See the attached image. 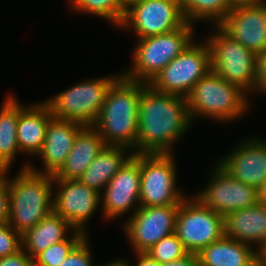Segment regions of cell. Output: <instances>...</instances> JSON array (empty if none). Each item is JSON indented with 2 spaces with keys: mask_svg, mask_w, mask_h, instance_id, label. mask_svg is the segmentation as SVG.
<instances>
[{
  "mask_svg": "<svg viewBox=\"0 0 266 266\" xmlns=\"http://www.w3.org/2000/svg\"><path fill=\"white\" fill-rule=\"evenodd\" d=\"M186 97L154 90L142 82L136 154H172L190 124Z\"/></svg>",
  "mask_w": 266,
  "mask_h": 266,
  "instance_id": "obj_1",
  "label": "cell"
},
{
  "mask_svg": "<svg viewBox=\"0 0 266 266\" xmlns=\"http://www.w3.org/2000/svg\"><path fill=\"white\" fill-rule=\"evenodd\" d=\"M141 90L142 82L128 80L122 74L109 87L92 125L106 145L123 146L136 154Z\"/></svg>",
  "mask_w": 266,
  "mask_h": 266,
  "instance_id": "obj_2",
  "label": "cell"
},
{
  "mask_svg": "<svg viewBox=\"0 0 266 266\" xmlns=\"http://www.w3.org/2000/svg\"><path fill=\"white\" fill-rule=\"evenodd\" d=\"M29 164L8 179V224L21 235L53 211V176L33 172Z\"/></svg>",
  "mask_w": 266,
  "mask_h": 266,
  "instance_id": "obj_3",
  "label": "cell"
},
{
  "mask_svg": "<svg viewBox=\"0 0 266 266\" xmlns=\"http://www.w3.org/2000/svg\"><path fill=\"white\" fill-rule=\"evenodd\" d=\"M192 123L199 117L230 123L239 119L251 107L248 94L238 85L228 82L210 70L186 96Z\"/></svg>",
  "mask_w": 266,
  "mask_h": 266,
  "instance_id": "obj_4",
  "label": "cell"
},
{
  "mask_svg": "<svg viewBox=\"0 0 266 266\" xmlns=\"http://www.w3.org/2000/svg\"><path fill=\"white\" fill-rule=\"evenodd\" d=\"M193 25L187 22L174 31L138 39L133 48L132 65L121 74L128 80L148 84L194 41Z\"/></svg>",
  "mask_w": 266,
  "mask_h": 266,
  "instance_id": "obj_5",
  "label": "cell"
},
{
  "mask_svg": "<svg viewBox=\"0 0 266 266\" xmlns=\"http://www.w3.org/2000/svg\"><path fill=\"white\" fill-rule=\"evenodd\" d=\"M120 75L121 72L115 76L84 80L44 102L53 117L92 126L103 107L109 87Z\"/></svg>",
  "mask_w": 266,
  "mask_h": 266,
  "instance_id": "obj_6",
  "label": "cell"
},
{
  "mask_svg": "<svg viewBox=\"0 0 266 266\" xmlns=\"http://www.w3.org/2000/svg\"><path fill=\"white\" fill-rule=\"evenodd\" d=\"M208 35L211 52V70L230 83L238 85L247 94L255 93L256 58L252 51L226 34L218 25Z\"/></svg>",
  "mask_w": 266,
  "mask_h": 266,
  "instance_id": "obj_7",
  "label": "cell"
},
{
  "mask_svg": "<svg viewBox=\"0 0 266 266\" xmlns=\"http://www.w3.org/2000/svg\"><path fill=\"white\" fill-rule=\"evenodd\" d=\"M210 70L211 52L207 41L199 44L193 41L148 84L154 90L186 97Z\"/></svg>",
  "mask_w": 266,
  "mask_h": 266,
  "instance_id": "obj_8",
  "label": "cell"
},
{
  "mask_svg": "<svg viewBox=\"0 0 266 266\" xmlns=\"http://www.w3.org/2000/svg\"><path fill=\"white\" fill-rule=\"evenodd\" d=\"M173 154H140V207L180 205L187 195L179 191Z\"/></svg>",
  "mask_w": 266,
  "mask_h": 266,
  "instance_id": "obj_9",
  "label": "cell"
},
{
  "mask_svg": "<svg viewBox=\"0 0 266 266\" xmlns=\"http://www.w3.org/2000/svg\"><path fill=\"white\" fill-rule=\"evenodd\" d=\"M175 233L188 253L198 254L225 235L224 217L187 196L179 205Z\"/></svg>",
  "mask_w": 266,
  "mask_h": 266,
  "instance_id": "obj_10",
  "label": "cell"
},
{
  "mask_svg": "<svg viewBox=\"0 0 266 266\" xmlns=\"http://www.w3.org/2000/svg\"><path fill=\"white\" fill-rule=\"evenodd\" d=\"M187 23L180 0H143L125 10L119 28L132 29L137 39L160 35Z\"/></svg>",
  "mask_w": 266,
  "mask_h": 266,
  "instance_id": "obj_11",
  "label": "cell"
},
{
  "mask_svg": "<svg viewBox=\"0 0 266 266\" xmlns=\"http://www.w3.org/2000/svg\"><path fill=\"white\" fill-rule=\"evenodd\" d=\"M211 171L210 181L203 191L195 194L205 207L226 217L229 213L255 206L258 203V192L253 186L233 178L217 162Z\"/></svg>",
  "mask_w": 266,
  "mask_h": 266,
  "instance_id": "obj_12",
  "label": "cell"
},
{
  "mask_svg": "<svg viewBox=\"0 0 266 266\" xmlns=\"http://www.w3.org/2000/svg\"><path fill=\"white\" fill-rule=\"evenodd\" d=\"M179 205L139 207L123 221L132 250L146 252L162 238L175 232Z\"/></svg>",
  "mask_w": 266,
  "mask_h": 266,
  "instance_id": "obj_13",
  "label": "cell"
},
{
  "mask_svg": "<svg viewBox=\"0 0 266 266\" xmlns=\"http://www.w3.org/2000/svg\"><path fill=\"white\" fill-rule=\"evenodd\" d=\"M53 183L58 188L53 191V211L88 235L87 222L100 207V193L78 179L53 178Z\"/></svg>",
  "mask_w": 266,
  "mask_h": 266,
  "instance_id": "obj_14",
  "label": "cell"
},
{
  "mask_svg": "<svg viewBox=\"0 0 266 266\" xmlns=\"http://www.w3.org/2000/svg\"><path fill=\"white\" fill-rule=\"evenodd\" d=\"M140 183V154H134L100 193L101 216L110 221L134 209L129 212L132 216L140 207Z\"/></svg>",
  "mask_w": 266,
  "mask_h": 266,
  "instance_id": "obj_15",
  "label": "cell"
},
{
  "mask_svg": "<svg viewBox=\"0 0 266 266\" xmlns=\"http://www.w3.org/2000/svg\"><path fill=\"white\" fill-rule=\"evenodd\" d=\"M218 26L255 55L266 50V0L231 8Z\"/></svg>",
  "mask_w": 266,
  "mask_h": 266,
  "instance_id": "obj_16",
  "label": "cell"
},
{
  "mask_svg": "<svg viewBox=\"0 0 266 266\" xmlns=\"http://www.w3.org/2000/svg\"><path fill=\"white\" fill-rule=\"evenodd\" d=\"M250 138L244 139L217 163L233 178L258 189L266 180V140Z\"/></svg>",
  "mask_w": 266,
  "mask_h": 266,
  "instance_id": "obj_17",
  "label": "cell"
},
{
  "mask_svg": "<svg viewBox=\"0 0 266 266\" xmlns=\"http://www.w3.org/2000/svg\"><path fill=\"white\" fill-rule=\"evenodd\" d=\"M83 127L76 122L52 117L47 126L42 150L37 155L42 159L43 170L34 167L33 164H29V169L40 174L55 175L65 164L75 137Z\"/></svg>",
  "mask_w": 266,
  "mask_h": 266,
  "instance_id": "obj_18",
  "label": "cell"
},
{
  "mask_svg": "<svg viewBox=\"0 0 266 266\" xmlns=\"http://www.w3.org/2000/svg\"><path fill=\"white\" fill-rule=\"evenodd\" d=\"M224 227L226 237L252 247L255 245L259 251L266 244V206L257 203L233 211L224 217Z\"/></svg>",
  "mask_w": 266,
  "mask_h": 266,
  "instance_id": "obj_19",
  "label": "cell"
},
{
  "mask_svg": "<svg viewBox=\"0 0 266 266\" xmlns=\"http://www.w3.org/2000/svg\"><path fill=\"white\" fill-rule=\"evenodd\" d=\"M53 117L43 101L31 105L19 103L17 142L21 153L36 157L42 150L49 120Z\"/></svg>",
  "mask_w": 266,
  "mask_h": 266,
  "instance_id": "obj_20",
  "label": "cell"
},
{
  "mask_svg": "<svg viewBox=\"0 0 266 266\" xmlns=\"http://www.w3.org/2000/svg\"><path fill=\"white\" fill-rule=\"evenodd\" d=\"M105 146L106 143L92 126H84L77 133L65 164L53 178L78 179Z\"/></svg>",
  "mask_w": 266,
  "mask_h": 266,
  "instance_id": "obj_21",
  "label": "cell"
},
{
  "mask_svg": "<svg viewBox=\"0 0 266 266\" xmlns=\"http://www.w3.org/2000/svg\"><path fill=\"white\" fill-rule=\"evenodd\" d=\"M199 266H256L258 251L225 235L203 248L198 254Z\"/></svg>",
  "mask_w": 266,
  "mask_h": 266,
  "instance_id": "obj_22",
  "label": "cell"
},
{
  "mask_svg": "<svg viewBox=\"0 0 266 266\" xmlns=\"http://www.w3.org/2000/svg\"><path fill=\"white\" fill-rule=\"evenodd\" d=\"M123 146L106 145L78 180L101 193L111 178L134 155Z\"/></svg>",
  "mask_w": 266,
  "mask_h": 266,
  "instance_id": "obj_23",
  "label": "cell"
},
{
  "mask_svg": "<svg viewBox=\"0 0 266 266\" xmlns=\"http://www.w3.org/2000/svg\"><path fill=\"white\" fill-rule=\"evenodd\" d=\"M74 230L63 217L52 211L34 227L22 234V249L31 258H34L50 245L65 240L69 232Z\"/></svg>",
  "mask_w": 266,
  "mask_h": 266,
  "instance_id": "obj_24",
  "label": "cell"
},
{
  "mask_svg": "<svg viewBox=\"0 0 266 266\" xmlns=\"http://www.w3.org/2000/svg\"><path fill=\"white\" fill-rule=\"evenodd\" d=\"M19 102L8 94L0 107V169L9 171L16 154L21 153L17 142Z\"/></svg>",
  "mask_w": 266,
  "mask_h": 266,
  "instance_id": "obj_25",
  "label": "cell"
},
{
  "mask_svg": "<svg viewBox=\"0 0 266 266\" xmlns=\"http://www.w3.org/2000/svg\"><path fill=\"white\" fill-rule=\"evenodd\" d=\"M180 2L186 21L192 24L203 21L218 25L231 10L226 0H180Z\"/></svg>",
  "mask_w": 266,
  "mask_h": 266,
  "instance_id": "obj_26",
  "label": "cell"
},
{
  "mask_svg": "<svg viewBox=\"0 0 266 266\" xmlns=\"http://www.w3.org/2000/svg\"><path fill=\"white\" fill-rule=\"evenodd\" d=\"M70 9L78 13H86L106 19L117 28L125 16L122 0H68Z\"/></svg>",
  "mask_w": 266,
  "mask_h": 266,
  "instance_id": "obj_27",
  "label": "cell"
},
{
  "mask_svg": "<svg viewBox=\"0 0 266 266\" xmlns=\"http://www.w3.org/2000/svg\"><path fill=\"white\" fill-rule=\"evenodd\" d=\"M72 236L56 244L50 245L46 250L37 254L34 258V266H58L69 253L87 236L84 232L74 230Z\"/></svg>",
  "mask_w": 266,
  "mask_h": 266,
  "instance_id": "obj_28",
  "label": "cell"
},
{
  "mask_svg": "<svg viewBox=\"0 0 266 266\" xmlns=\"http://www.w3.org/2000/svg\"><path fill=\"white\" fill-rule=\"evenodd\" d=\"M146 253L159 263L166 264L185 256L188 252L174 232L162 238L159 242L148 249Z\"/></svg>",
  "mask_w": 266,
  "mask_h": 266,
  "instance_id": "obj_29",
  "label": "cell"
},
{
  "mask_svg": "<svg viewBox=\"0 0 266 266\" xmlns=\"http://www.w3.org/2000/svg\"><path fill=\"white\" fill-rule=\"evenodd\" d=\"M22 249V235L8 222L0 223V258L13 255Z\"/></svg>",
  "mask_w": 266,
  "mask_h": 266,
  "instance_id": "obj_30",
  "label": "cell"
},
{
  "mask_svg": "<svg viewBox=\"0 0 266 266\" xmlns=\"http://www.w3.org/2000/svg\"><path fill=\"white\" fill-rule=\"evenodd\" d=\"M88 240L87 235L58 266H94Z\"/></svg>",
  "mask_w": 266,
  "mask_h": 266,
  "instance_id": "obj_31",
  "label": "cell"
},
{
  "mask_svg": "<svg viewBox=\"0 0 266 266\" xmlns=\"http://www.w3.org/2000/svg\"><path fill=\"white\" fill-rule=\"evenodd\" d=\"M9 170L0 169V223L9 221Z\"/></svg>",
  "mask_w": 266,
  "mask_h": 266,
  "instance_id": "obj_32",
  "label": "cell"
},
{
  "mask_svg": "<svg viewBox=\"0 0 266 266\" xmlns=\"http://www.w3.org/2000/svg\"><path fill=\"white\" fill-rule=\"evenodd\" d=\"M266 94V50L257 55L256 58V85L255 94Z\"/></svg>",
  "mask_w": 266,
  "mask_h": 266,
  "instance_id": "obj_33",
  "label": "cell"
},
{
  "mask_svg": "<svg viewBox=\"0 0 266 266\" xmlns=\"http://www.w3.org/2000/svg\"><path fill=\"white\" fill-rule=\"evenodd\" d=\"M0 266H34V261L21 249L13 255L0 258Z\"/></svg>",
  "mask_w": 266,
  "mask_h": 266,
  "instance_id": "obj_34",
  "label": "cell"
},
{
  "mask_svg": "<svg viewBox=\"0 0 266 266\" xmlns=\"http://www.w3.org/2000/svg\"><path fill=\"white\" fill-rule=\"evenodd\" d=\"M162 266H199L198 256L195 253H187L179 259L162 264Z\"/></svg>",
  "mask_w": 266,
  "mask_h": 266,
  "instance_id": "obj_35",
  "label": "cell"
},
{
  "mask_svg": "<svg viewBox=\"0 0 266 266\" xmlns=\"http://www.w3.org/2000/svg\"><path fill=\"white\" fill-rule=\"evenodd\" d=\"M134 255L137 257V265L136 266H162L161 263L152 259L146 252H136ZM127 263V266H131L130 260L124 259ZM133 266V265H132Z\"/></svg>",
  "mask_w": 266,
  "mask_h": 266,
  "instance_id": "obj_36",
  "label": "cell"
},
{
  "mask_svg": "<svg viewBox=\"0 0 266 266\" xmlns=\"http://www.w3.org/2000/svg\"><path fill=\"white\" fill-rule=\"evenodd\" d=\"M230 8L257 4L262 0H226Z\"/></svg>",
  "mask_w": 266,
  "mask_h": 266,
  "instance_id": "obj_37",
  "label": "cell"
},
{
  "mask_svg": "<svg viewBox=\"0 0 266 266\" xmlns=\"http://www.w3.org/2000/svg\"><path fill=\"white\" fill-rule=\"evenodd\" d=\"M258 192V203L266 206V180L264 183L257 189Z\"/></svg>",
  "mask_w": 266,
  "mask_h": 266,
  "instance_id": "obj_38",
  "label": "cell"
},
{
  "mask_svg": "<svg viewBox=\"0 0 266 266\" xmlns=\"http://www.w3.org/2000/svg\"><path fill=\"white\" fill-rule=\"evenodd\" d=\"M259 266H266V244L258 251Z\"/></svg>",
  "mask_w": 266,
  "mask_h": 266,
  "instance_id": "obj_39",
  "label": "cell"
},
{
  "mask_svg": "<svg viewBox=\"0 0 266 266\" xmlns=\"http://www.w3.org/2000/svg\"><path fill=\"white\" fill-rule=\"evenodd\" d=\"M99 266H127V263H126V261L124 259L118 258V259H114V260H112L110 262H107L104 265L100 264Z\"/></svg>",
  "mask_w": 266,
  "mask_h": 266,
  "instance_id": "obj_40",
  "label": "cell"
},
{
  "mask_svg": "<svg viewBox=\"0 0 266 266\" xmlns=\"http://www.w3.org/2000/svg\"><path fill=\"white\" fill-rule=\"evenodd\" d=\"M139 1H143V0H122V3L124 6V9L126 10L129 6Z\"/></svg>",
  "mask_w": 266,
  "mask_h": 266,
  "instance_id": "obj_41",
  "label": "cell"
}]
</instances>
